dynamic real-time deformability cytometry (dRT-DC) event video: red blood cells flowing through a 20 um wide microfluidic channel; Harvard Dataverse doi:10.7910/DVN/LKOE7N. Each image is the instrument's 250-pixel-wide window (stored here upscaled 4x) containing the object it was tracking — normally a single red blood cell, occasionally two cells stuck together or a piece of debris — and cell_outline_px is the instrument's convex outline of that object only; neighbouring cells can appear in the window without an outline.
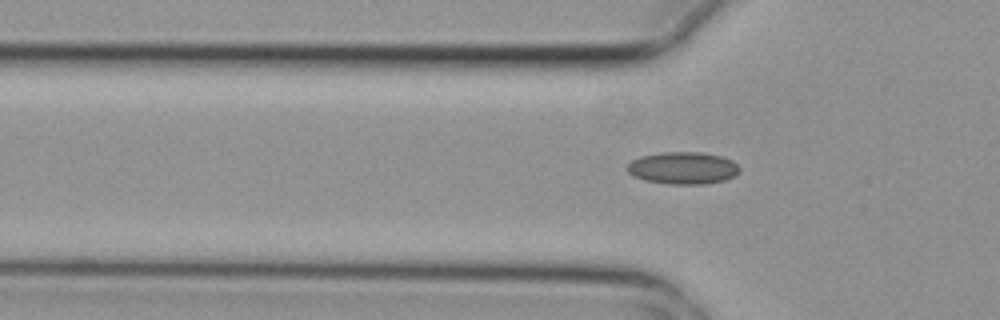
{"species": "common noctule bat (a hibernating species)", "species_latin": "Nyctalus noctula", "temperature_condition": "cold", "stored_images_in_passage": 3, "camera_frame_rate_fps": 3000, "um_per_image_px": 0.085, "animal": {"sex": "female", "body_mass_g": 29.2, "forearm_length_mm": 56.3}, "frame": {"image": 1, "passage_image": 3, "time_ms": 0.667, "image_size_px": [1000, 320], "cell_outline_px": [[740, 172], [736, 176], [724, 180], [704, 184], [668, 184], [644, 180], [632, 176], [628, 172], [628, 164], [632, 160], [640, 156], [660, 152], [700, 152], [720, 156], [732, 160], [740, 168]], "centroid_in_image_um": [58.05, 14.28], "position_along_channel_um": 67.7, "area_um2": 21.21}}